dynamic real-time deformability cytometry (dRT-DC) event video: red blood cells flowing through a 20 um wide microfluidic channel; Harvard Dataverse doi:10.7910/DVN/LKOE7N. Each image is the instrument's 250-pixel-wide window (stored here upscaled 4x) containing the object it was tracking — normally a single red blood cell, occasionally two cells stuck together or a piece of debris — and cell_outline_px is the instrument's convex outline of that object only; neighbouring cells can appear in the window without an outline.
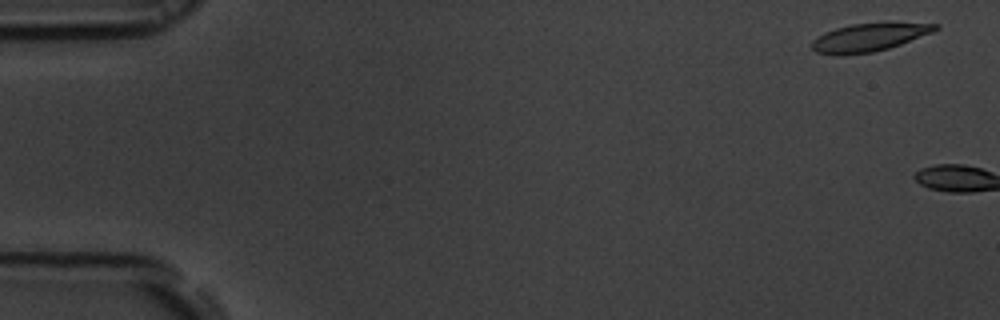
{"species": "common noctule bat (a hibernating species)", "species_latin": "Nyctalus noctula", "temperature_condition": "room temperature", "stored_images_in_passage": 5, "camera_frame_rate_fps": 3000, "um_per_image_px": 0.085, "animal": {"sex": "male", "body_mass_g": 19.5, "forearm_length_mm": 54.6}, "frame": {"image": 1, "passage_image": 3, "time_ms": 0.667, "image_size_px": [1000, 320], "cell_outline_px": [[940, 28], [932, 32], [900, 44], [888, 48], [872, 52], [844, 56], [832, 56], [816, 52], [812, 48], [812, 40], [824, 32], [836, 28], [852, 24], [940, 24]], "centroid_in_image_um": [73.77, 3.22], "position_along_channel_um": 11.2, "area_um2": 19.77}}